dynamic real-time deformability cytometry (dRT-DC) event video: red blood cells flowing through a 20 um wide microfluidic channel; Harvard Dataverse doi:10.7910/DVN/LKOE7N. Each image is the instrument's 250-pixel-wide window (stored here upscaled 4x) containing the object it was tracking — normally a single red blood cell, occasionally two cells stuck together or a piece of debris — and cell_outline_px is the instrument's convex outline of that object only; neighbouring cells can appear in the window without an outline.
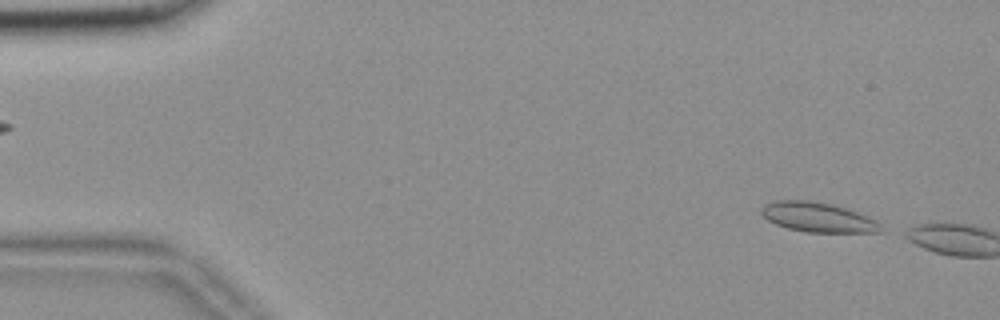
{"species": "common noctule bat (a hibernating species)", "species_latin": "Nyctalus noctula", "temperature_condition": "room temperature", "stored_images_in_passage": 4, "camera_frame_rate_fps": 3000, "um_per_image_px": 0.085, "animal": {"sex": "female", "body_mass_g": 18.4}, "frame": {"image": 1, "passage_image": 2, "time_ms": 0.333, "image_size_px": [1000, 320], "cell_outline_px": [[884, 232], [804, 232], [788, 228], [776, 224], [768, 220], [760, 212], [760, 208], [764, 204], [776, 200], [808, 200], [832, 204], [848, 208], [876, 220], [880, 224]], "centroid_in_image_um": [69.52, 18.46], "position_along_channel_um": 15.5, "area_um2": 20.75}}